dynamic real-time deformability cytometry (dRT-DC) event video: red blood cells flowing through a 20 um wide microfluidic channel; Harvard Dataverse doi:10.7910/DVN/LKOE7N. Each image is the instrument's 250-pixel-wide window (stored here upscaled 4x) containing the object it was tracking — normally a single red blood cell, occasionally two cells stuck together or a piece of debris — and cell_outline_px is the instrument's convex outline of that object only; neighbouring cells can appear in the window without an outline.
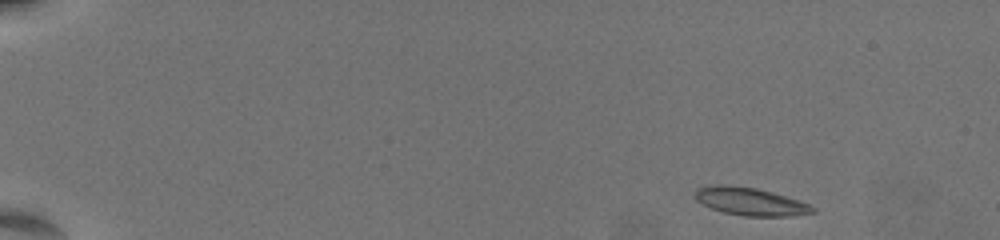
{"species": "common noctule bat (a hibernating species)", "species_latin": "Nyctalus noctula", "temperature_condition": "warm", "stored_images_in_passage": 55, "camera_frame_rate_fps": 3000, "um_per_image_px": 0.085, "animal": {"sex": "female", "body_mass_g": 19.5, "forearm_length_mm": 54.1}, "frame": {"image": 1, "passage_image": 1, "time_ms": 0.0, "image_size_px": [1000, 240], "cell_outline_px": [[816, 212], [792, 216], [744, 216], [724, 212], [712, 208], [696, 200], [696, 188], [716, 184], [724, 184], [756, 188], [772, 192], [808, 204], [816, 208]], "centroid_in_image_um": [63.77, 17.13], "position_along_channel_um": 21.2, "area_um2": 18.84}}
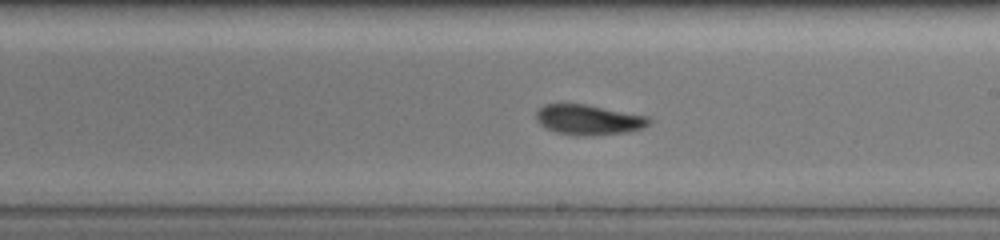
{"frame": {"image": 2, "passage_image": 32, "time_ms": 10.333, "image_size_px": [1000, 240], "cell_outline_px": [[652, 120], [644, 128], [628, 132], [592, 136], [580, 136], [556, 132], [544, 128], [536, 120], [536, 112], [544, 104], [584, 104], [648, 116]], "centroid_in_image_um": [50.03, 10.19], "position_along_channel_um": 239.0, "area_um2": 19.94}}
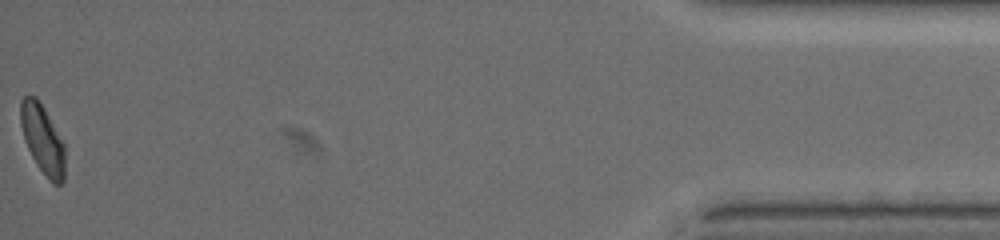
{"frame": {"image": 3, "passage_image": 55, "time_ms": 18.0, "image_size_px": [1000, 240], "cell_outline_px": [[64, 180], [60, 184], [52, 184], [36, 164], [24, 140], [20, 124], [20, 100], [24, 96], [36, 96], [40, 100], [64, 144]], "centroid_in_image_um": [3.6, 11.82], "position_along_channel_um": 431.6, "area_um2": 17.86}, "authors_computed_cell_mechanics": {"area_um2": 19.074, "velocity_mm_per_s": 3.5469, "shape_relaxation_time_tau1_ms": 3.8743, "shape_relaxation_time_tau2_ms": 2.9336, "deformation_change_tau1": 0.1425, "deformation_change_tau2": 0.0958}}